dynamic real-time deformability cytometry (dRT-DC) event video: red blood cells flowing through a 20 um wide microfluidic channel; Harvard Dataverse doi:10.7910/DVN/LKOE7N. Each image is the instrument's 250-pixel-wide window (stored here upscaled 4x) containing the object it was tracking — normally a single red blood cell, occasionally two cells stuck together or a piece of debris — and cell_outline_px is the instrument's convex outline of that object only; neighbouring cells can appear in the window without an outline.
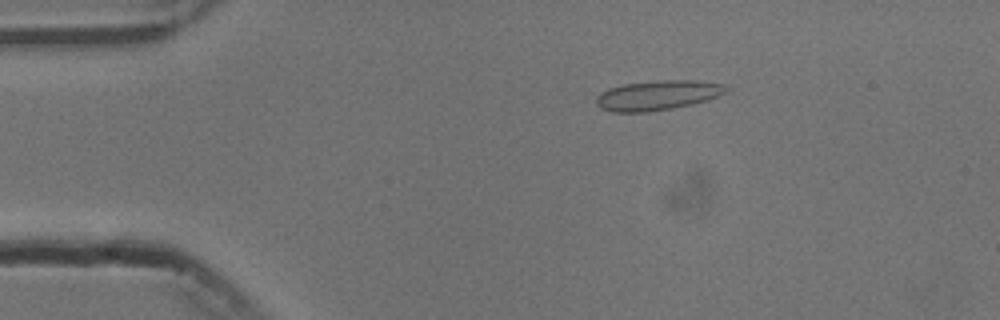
{"species": "common noctule bat (a hibernating species)", "species_latin": "Nyctalus noctula", "temperature_condition": "cold", "stored_images_in_passage": 53, "camera_frame_rate_fps": 3000, "um_per_image_px": 0.085, "animal": {"sex": "male", "body_mass_g": 13.3}, "frame": {"image": 1, "passage_image": 10, "time_ms": 3.0, "image_size_px": [1000, 320], "cell_outline_px": [[732, 88], [728, 92], [708, 100], [692, 104], [672, 108], [644, 112], [612, 112], [600, 108], [596, 104], [596, 96], [600, 92], [608, 88], [624, 84], [656, 80], [696, 80], [728, 84]], "centroid_in_image_um": [55.95, 8.08], "position_along_channel_um": 29.0, "area_um2": 22.95}}
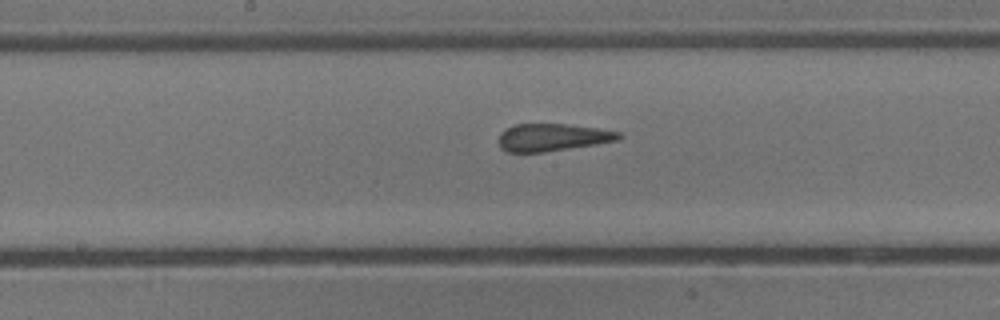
{"frame": {"image": 2, "passage_image": 28, "time_ms": 9.0, "image_size_px": [1000, 320], "cell_outline_px": [[624, 136], [616, 140], [596, 144], [544, 152], [508, 152], [500, 148], [496, 140], [500, 132], [504, 128], [516, 124], [564, 124], [596, 128], [620, 132]], "centroid_in_image_um": [46.88, 11.67], "position_along_channel_um": 201.3, "area_um2": 19.31}}
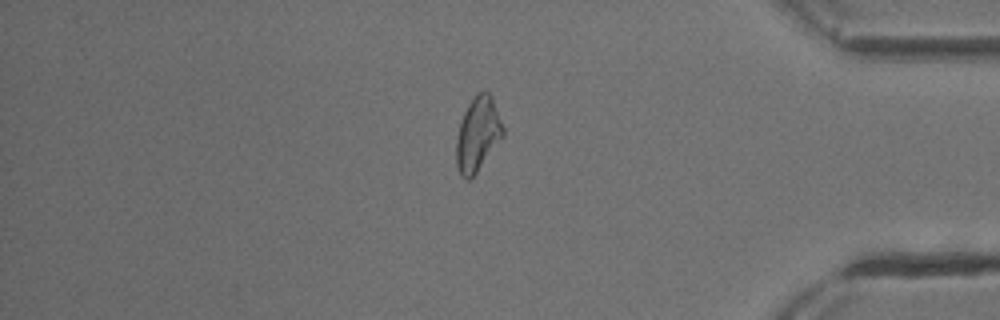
{"frame": {"image": 3, "passage_image": 46, "time_ms": 15.0, "image_size_px": [1000, 320], "cell_outline_px": [[504, 136], [476, 172], [468, 180], [464, 180], [460, 176], [456, 164], [456, 136], [464, 112], [468, 104], [476, 92], [488, 92], [492, 96], [504, 128]], "centroid_in_image_um": [40.6, 11.41], "position_along_channel_um": 394.6, "area_um2": 20.23}, "authors_computed_cell_mechanics": {"area_um2": 20.4612, "velocity_mm_per_s": 3.7431, "shape_relaxation_time_tau1_ms": null, "shape_relaxation_time_tau2_ms": 1.7512, "deformation_change_tau1": null, "deformation_change_tau2": 0.0652}}